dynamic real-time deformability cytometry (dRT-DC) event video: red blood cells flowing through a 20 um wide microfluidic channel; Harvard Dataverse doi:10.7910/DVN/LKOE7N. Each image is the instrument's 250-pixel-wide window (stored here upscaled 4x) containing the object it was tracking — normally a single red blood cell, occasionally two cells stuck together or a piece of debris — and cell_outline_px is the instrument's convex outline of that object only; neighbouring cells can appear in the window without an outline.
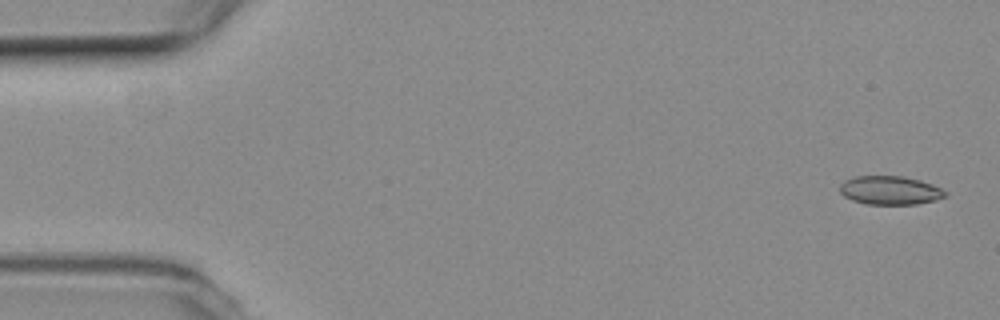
{"species": "common noctule bat (a hibernating species)", "species_latin": "Nyctalus noctula", "temperature_condition": "room temperature", "stored_images_in_passage": 50, "camera_frame_rate_fps": 3000, "um_per_image_px": 0.085, "animal": {"sex": "female", "body_mass_g": 19.3, "forearm_length_mm": 54.1}, "frame": {"image": 1, "passage_image": 1, "time_ms": 0.0, "image_size_px": [1000, 320], "cell_outline_px": [[948, 196], [936, 200], [916, 204], [864, 204], [852, 200], [844, 196], [840, 192], [840, 184], [844, 180], [856, 176], [904, 176], [920, 180], [932, 184], [948, 192]], "centroid_in_image_um": [75.67, 16.18], "position_along_channel_um": 9.3, "area_um2": 17.74}}
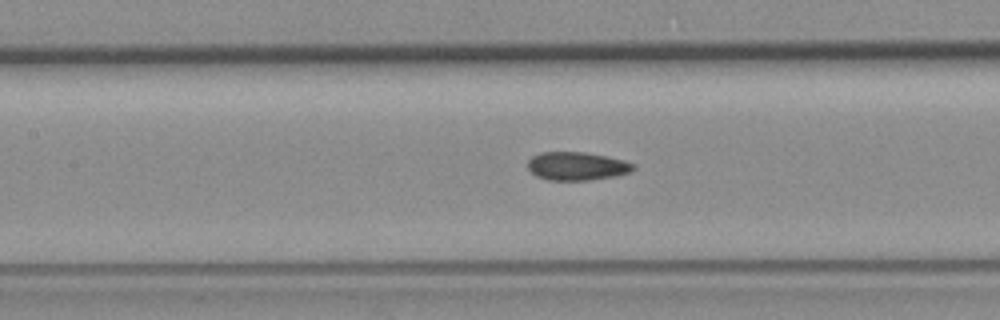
{"frame": {"image": 2, "passage_image": 23, "time_ms": 7.333, "image_size_px": [1000, 320], "cell_outline_px": [[636, 168], [632, 172], [616, 176], [588, 180], [548, 180], [536, 176], [528, 168], [528, 160], [532, 156], [540, 152], [584, 152], [624, 160], [636, 164]], "centroid_in_image_um": [49.06, 14.12], "position_along_channel_um": 158.3, "area_um2": 17.51}}
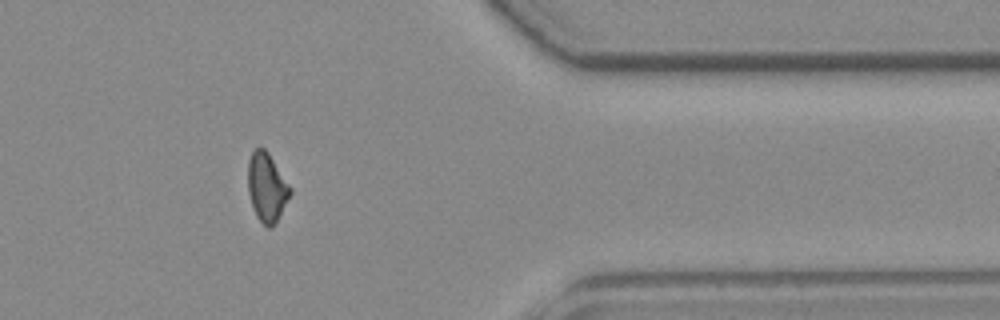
{"frame": {"image": 3, "passage_image": 43, "time_ms": 14.0, "image_size_px": [1000, 320], "cell_outline_px": [[292, 192], [276, 220], [268, 228], [256, 216], [248, 192], [248, 160], [252, 152], [256, 148], [264, 148], [268, 152], [292, 188]], "centroid_in_image_um": [22.67, 15.87], "position_along_channel_um": 388.7, "area_um2": 16.59}, "authors_computed_cell_mechanics": {"area_um2": 17.5134, "velocity_mm_per_s": 3.8058, "shape_relaxation_time_tau1_ms": null, "shape_relaxation_time_tau2_ms": 3.1811, "deformation_change_tau1": null, "deformation_change_tau2": 0.0663}}